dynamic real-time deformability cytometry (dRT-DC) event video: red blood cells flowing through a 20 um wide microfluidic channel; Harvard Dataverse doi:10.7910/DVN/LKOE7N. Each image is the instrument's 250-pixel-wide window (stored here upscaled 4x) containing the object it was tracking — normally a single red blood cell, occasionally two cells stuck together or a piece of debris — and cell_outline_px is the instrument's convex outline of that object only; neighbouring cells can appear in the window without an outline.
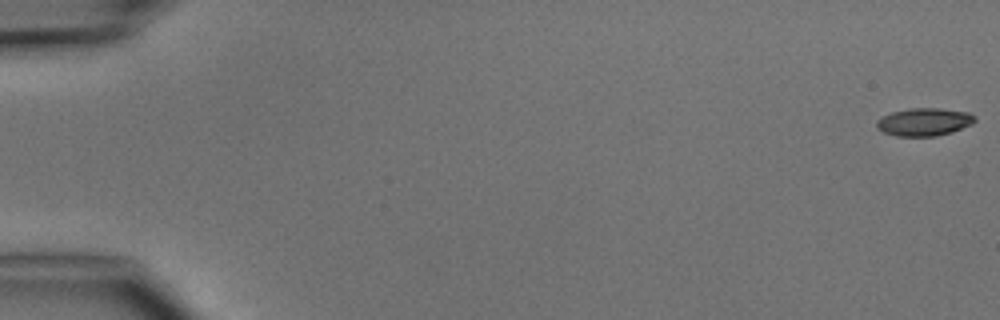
{"species": "common noctule bat (a hibernating species)", "species_latin": "Nyctalus noctula", "temperature_condition": "cold", "stored_images_in_passage": 5, "camera_frame_rate_fps": 3000, "um_per_image_px": 0.085, "animal": {"sex": "male", "body_mass_g": 15.6}, "frame": {"image": 1, "passage_image": 1, "time_ms": 0.0, "image_size_px": [1000, 320], "cell_outline_px": [[976, 120], [972, 124], [952, 132], [936, 136], [896, 136], [884, 132], [876, 128], [876, 120], [892, 112], [908, 108], [940, 108], [968, 112], [976, 116]], "centroid_in_image_um": [78.56, 10.36], "position_along_channel_um": 6.4, "area_um2": 16.01}}
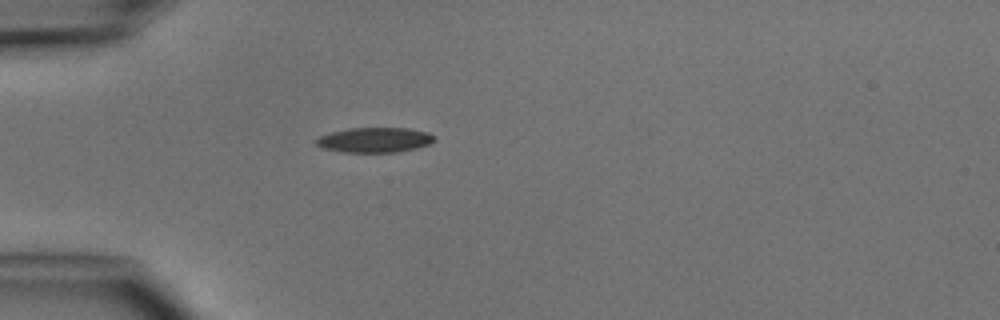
{"frame": {"image": 2, "passage_image": 5, "time_ms": 4.667, "image_size_px": [1000, 320], "cell_outline_px": [[436, 140], [428, 144], [416, 148], [396, 152], [344, 152], [324, 148], [316, 144], [312, 140], [328, 132], [348, 128], [408, 128], [428, 132], [436, 136]], "centroid_in_image_um": [31.83, 11.88], "position_along_channel_um": 53.2, "area_um2": 17.34}}